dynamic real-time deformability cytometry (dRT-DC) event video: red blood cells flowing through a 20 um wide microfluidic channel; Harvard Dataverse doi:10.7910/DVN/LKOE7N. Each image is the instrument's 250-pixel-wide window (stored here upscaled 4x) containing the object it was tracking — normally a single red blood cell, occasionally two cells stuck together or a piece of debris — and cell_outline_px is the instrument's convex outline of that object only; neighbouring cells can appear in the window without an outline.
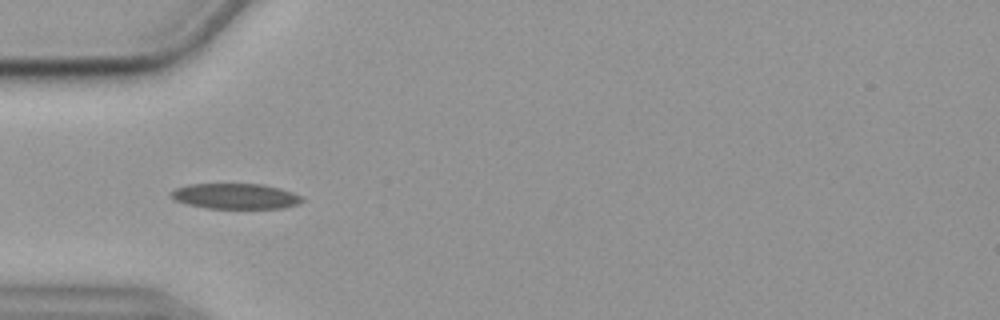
{"species": "common noctule bat (a hibernating species)", "species_latin": "Nyctalus noctula", "temperature_condition": "cold", "stored_images_in_passage": 46, "camera_frame_rate_fps": 3000, "um_per_image_px": 0.085, "animal": {"sex": "female", "body_mass_g": 19.9}, "frame": {"image": 1, "passage_image": 7, "time_ms": 2.0, "image_size_px": [1000, 320], "cell_outline_px": [[304, 200], [300, 204], [284, 208], [208, 208], [188, 204], [176, 200], [168, 192], [176, 188], [188, 184], [264, 184], [280, 188], [292, 192], [300, 196]], "centroid_in_image_um": [20.04, 16.67], "position_along_channel_um": 65.0, "area_um2": 19.42}}
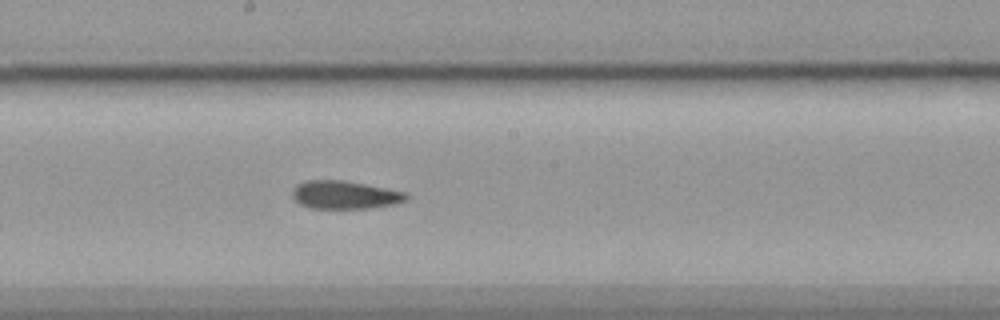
{"frame": {"image": 2, "passage_image": 20, "time_ms": 6.333, "image_size_px": [1000, 320], "cell_outline_px": [[408, 200], [396, 204], [372, 208], [308, 208], [300, 204], [292, 196], [292, 188], [296, 184], [308, 180], [344, 180], [408, 192]], "centroid_in_image_um": [29.33, 16.56], "position_along_channel_um": 218.9, "area_um2": 18.9}}
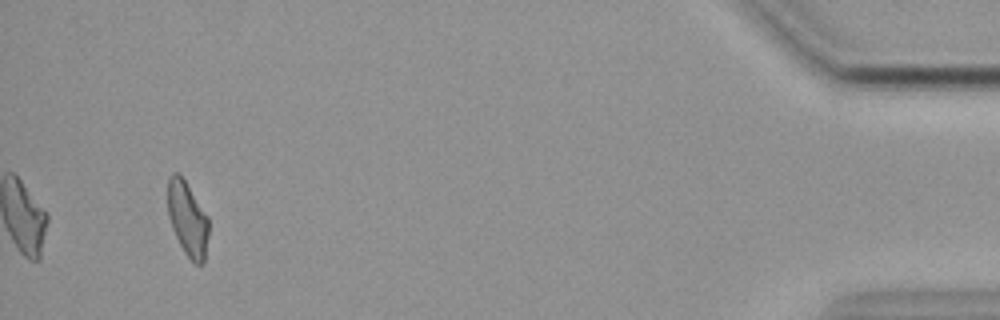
{"frame": {"image": 3, "passage_image": 43, "time_ms": 14.0, "image_size_px": [1000, 320], "cell_outline_px": [[208, 236], [204, 264], [196, 264], [184, 252], [172, 228], [168, 216], [168, 176], [172, 172], [180, 172], [208, 216]], "centroid_in_image_um": [15.94, 18.56], "position_along_channel_um": 419.3, "area_um2": 17.86}, "authors_computed_cell_mechanics": {"area_um2": 18.9295, "velocity_mm_per_s": 3.568, "shape_relaxation_time_tau1_ms": null, "shape_relaxation_time_tau2_ms": 9.3856, "deformation_change_tau1": null, "deformation_change_tau2": 0.1612}}